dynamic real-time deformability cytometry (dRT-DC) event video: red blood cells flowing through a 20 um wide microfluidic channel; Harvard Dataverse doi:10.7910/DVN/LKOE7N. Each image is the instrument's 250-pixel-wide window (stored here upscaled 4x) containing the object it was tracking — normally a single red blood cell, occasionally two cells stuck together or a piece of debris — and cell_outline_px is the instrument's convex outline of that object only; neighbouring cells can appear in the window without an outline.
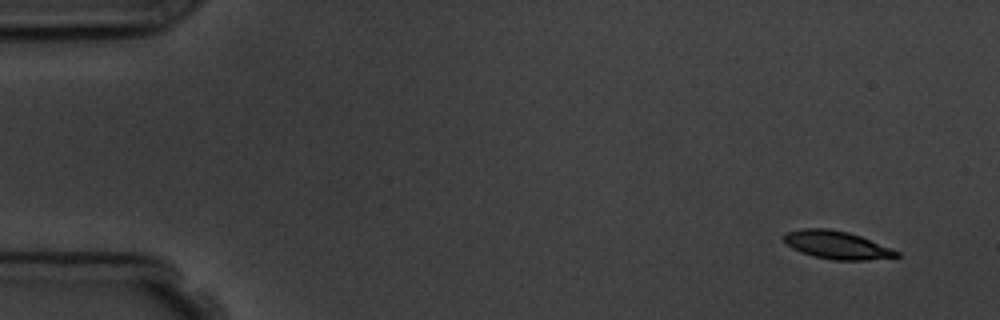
{"species": "common noctule bat (a hibernating species)", "species_latin": "Nyctalus noctula", "temperature_condition": "room temperature", "stored_images_in_passage": 5, "camera_frame_rate_fps": 3000, "um_per_image_px": 0.085, "animal": {"sex": "male", "body_mass_g": 19.5, "forearm_length_mm": 54.6}, "frame": {"image": 1, "passage_image": 1, "time_ms": 0.0, "image_size_px": [1000, 320], "cell_outline_px": [[900, 256], [868, 260], [832, 260], [812, 256], [800, 252], [792, 248], [784, 240], [784, 236], [788, 232], [800, 228], [828, 228], [848, 232], [860, 236], [892, 248], [900, 252]], "centroid_in_image_um": [71.14, 20.83], "position_along_channel_um": 13.9, "area_um2": 18.38}}